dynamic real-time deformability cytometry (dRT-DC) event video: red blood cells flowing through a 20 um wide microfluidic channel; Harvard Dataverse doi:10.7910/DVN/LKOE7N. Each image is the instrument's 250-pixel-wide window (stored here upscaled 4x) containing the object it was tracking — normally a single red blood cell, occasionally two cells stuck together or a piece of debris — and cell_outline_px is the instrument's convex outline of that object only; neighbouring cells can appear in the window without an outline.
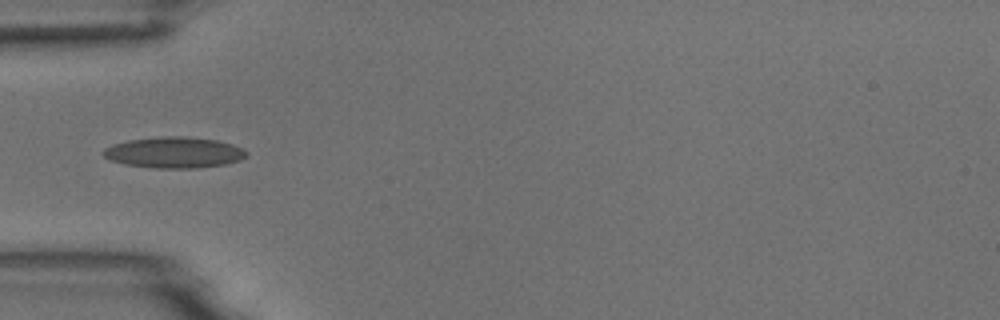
{"species": "common noctule bat (a hibernating species)", "species_latin": "Nyctalus noctula", "temperature_condition": "room temperature", "stored_images_in_passage": 5, "camera_frame_rate_fps": 3000, "um_per_image_px": 0.085, "animal": {"sex": "male", "body_mass_g": 18.8}, "frame": {"image": 1, "passage_image": 5, "time_ms": 4.667, "image_size_px": [1000, 320], "cell_outline_px": [[248, 156], [240, 160], [228, 164], [200, 168], [156, 168], [124, 164], [112, 160], [104, 156], [100, 152], [104, 148], [112, 144], [128, 140], [164, 136], [184, 136], [216, 140], [232, 144], [244, 148], [248, 152]], "centroid_in_image_um": [14.83, 12.96], "position_along_channel_um": 70.2, "area_um2": 26.13}}